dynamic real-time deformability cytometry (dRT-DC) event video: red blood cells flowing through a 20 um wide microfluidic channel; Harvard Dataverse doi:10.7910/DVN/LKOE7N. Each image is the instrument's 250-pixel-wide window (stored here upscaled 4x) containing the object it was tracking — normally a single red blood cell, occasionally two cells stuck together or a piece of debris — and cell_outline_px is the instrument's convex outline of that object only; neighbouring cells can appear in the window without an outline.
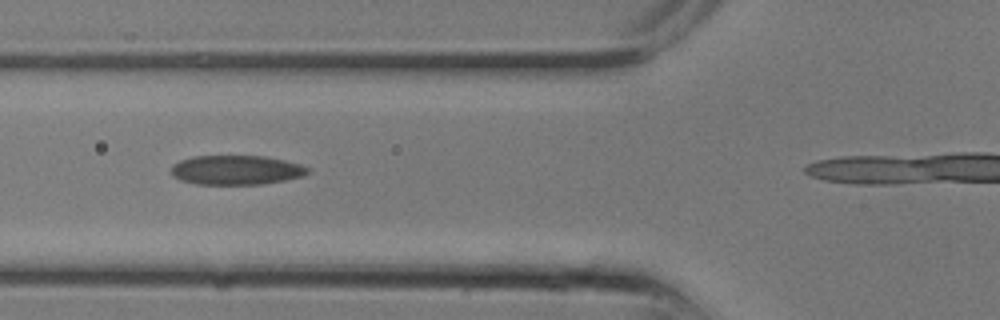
{"species": "common noctule bat (a hibernating species)", "species_latin": "Nyctalus noctula", "temperature_condition": "room temperature", "stored_images_in_passage": 4, "camera_frame_rate_fps": 3000, "um_per_image_px": 0.085, "animal": {"sex": "male", "body_mass_g": 13.3}, "frame": {"image": 1, "passage_image": 2, "time_ms": 0.333, "image_size_px": [1000, 320], "cell_outline_px": [[308, 172], [304, 176], [284, 180], [260, 184], [196, 184], [180, 180], [172, 176], [172, 164], [180, 160], [196, 156], [264, 156], [284, 160], [300, 164], [308, 168]], "centroid_in_image_um": [20.06, 14.45], "position_along_channel_um": 105.7, "area_um2": 23.29}}